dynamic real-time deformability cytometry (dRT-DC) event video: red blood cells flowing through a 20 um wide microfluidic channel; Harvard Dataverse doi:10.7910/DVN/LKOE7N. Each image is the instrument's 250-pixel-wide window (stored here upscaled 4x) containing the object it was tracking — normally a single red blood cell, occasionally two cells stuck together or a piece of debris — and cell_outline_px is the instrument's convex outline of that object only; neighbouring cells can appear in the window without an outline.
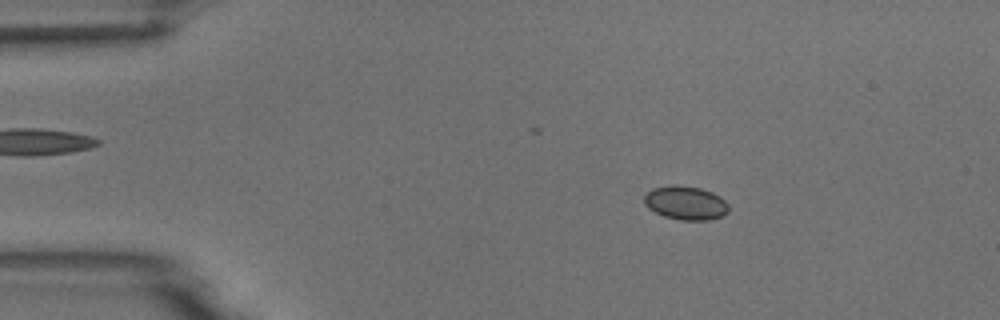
{"species": "common noctule bat (a hibernating species)", "species_latin": "Nyctalus noctula", "temperature_condition": "room temperature", "stored_images_in_passage": 54, "camera_frame_rate_fps": 3000, "um_per_image_px": 0.085, "animal": {"sex": "male", "body_mass_g": 18.8}, "frame": {"image": 1, "passage_image": 9, "time_ms": 2.667, "image_size_px": [1000, 320], "cell_outline_px": [[728, 212], [724, 216], [708, 220], [680, 220], [664, 216], [648, 208], [644, 204], [644, 196], [652, 188], [700, 188], [712, 192], [720, 196], [728, 204]], "centroid_in_image_um": [58.32, 17.31], "position_along_channel_um": 26.7, "area_um2": 16.01}}
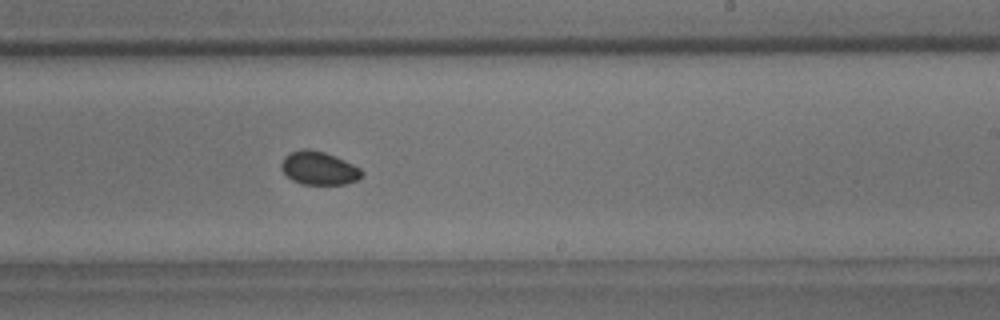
{"frame": {"image": 2, "passage_image": 33, "time_ms": 10.667, "image_size_px": [1000, 320], "cell_outline_px": [[364, 176], [356, 180], [344, 184], [304, 184], [292, 180], [280, 168], [280, 164], [284, 156], [292, 152], [304, 148], [308, 148], [324, 152], [344, 160], [360, 168], [364, 172]], "centroid_in_image_um": [27.1, 14.29], "position_along_channel_um": 261.9, "area_um2": 15.55}}
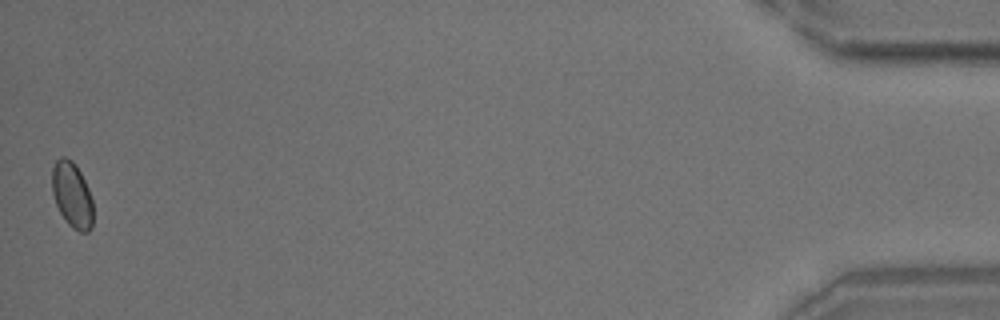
{"frame": {"image": 3, "passage_image": 54, "time_ms": 17.667, "image_size_px": [1000, 320], "cell_outline_px": [[92, 228], [88, 232], [80, 232], [72, 228], [68, 224], [60, 212], [56, 204], [52, 192], [52, 168], [56, 160], [60, 156], [64, 156], [72, 160], [76, 164], [88, 188], [92, 200]], "centroid_in_image_um": [6.12, 16.55], "position_along_channel_um": 429.1, "area_um2": 15.72}, "authors_computed_cell_mechanics": {"area_um2": 15.7794, "velocity_mm_per_s": 3.7155, "shape_relaxation_time_tau1_ms": 4.1985, "shape_relaxation_time_tau2_ms": 6.0028, "deformation_change_tau1": 0.0372, "deformation_change_tau2": 0.0514}}